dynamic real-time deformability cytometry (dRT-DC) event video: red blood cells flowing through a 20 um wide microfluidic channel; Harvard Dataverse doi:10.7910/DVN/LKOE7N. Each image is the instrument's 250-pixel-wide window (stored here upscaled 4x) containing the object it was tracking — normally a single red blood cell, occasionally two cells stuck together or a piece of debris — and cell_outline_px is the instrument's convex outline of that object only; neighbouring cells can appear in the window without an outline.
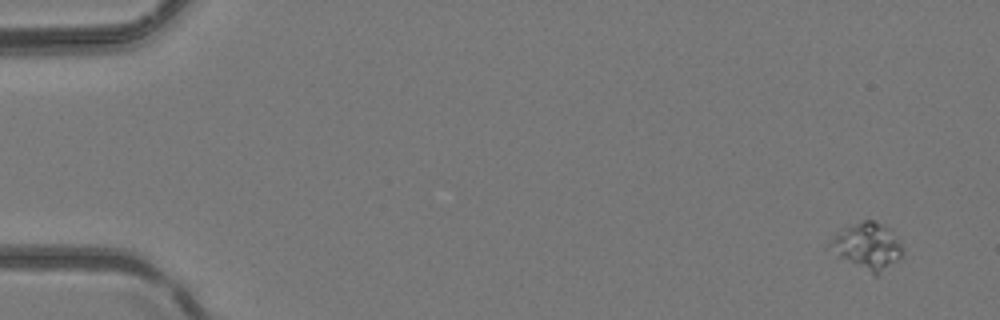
{"species": "common noctule bat (a hibernating species)", "species_latin": "Nyctalus noctula", "temperature_condition": "room temperature", "stored_images_in_passage": 4, "camera_frame_rate_fps": 3000, "um_per_image_px": 0.085, "animal": {"sex": "female", "body_mass_g": 24.6, "forearm_length_mm": 56.2}, "frame": {"image": 1, "passage_image": 1, "time_ms": 0.0, "image_size_px": [1000, 320], "cell_outline_px": [[904, 252], [900, 260], [876, 276], [872, 276], [840, 256], [832, 240], [836, 232], [844, 228], [864, 220], [872, 220], [884, 224], [900, 240]], "centroid_in_image_um": [73.86, 20.94], "position_along_channel_um": 11.1, "area_um2": 19.31}}
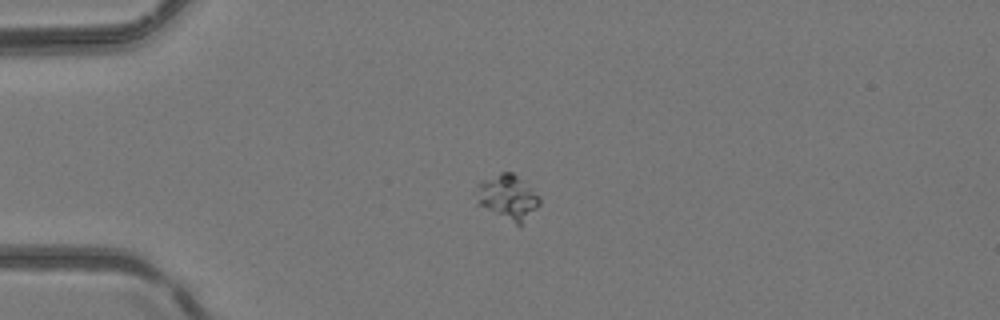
{"frame": {"image": 2, "passage_image": 4, "time_ms": 1.0, "image_size_px": [1000, 320], "cell_outline_px": [[540, 204], [520, 228], [476, 204], [476, 200], [480, 184], [484, 180], [500, 172], [512, 172], [540, 196]], "centroid_in_image_um": [43.18, 16.83], "position_along_channel_um": 41.8, "area_um2": 16.59}}